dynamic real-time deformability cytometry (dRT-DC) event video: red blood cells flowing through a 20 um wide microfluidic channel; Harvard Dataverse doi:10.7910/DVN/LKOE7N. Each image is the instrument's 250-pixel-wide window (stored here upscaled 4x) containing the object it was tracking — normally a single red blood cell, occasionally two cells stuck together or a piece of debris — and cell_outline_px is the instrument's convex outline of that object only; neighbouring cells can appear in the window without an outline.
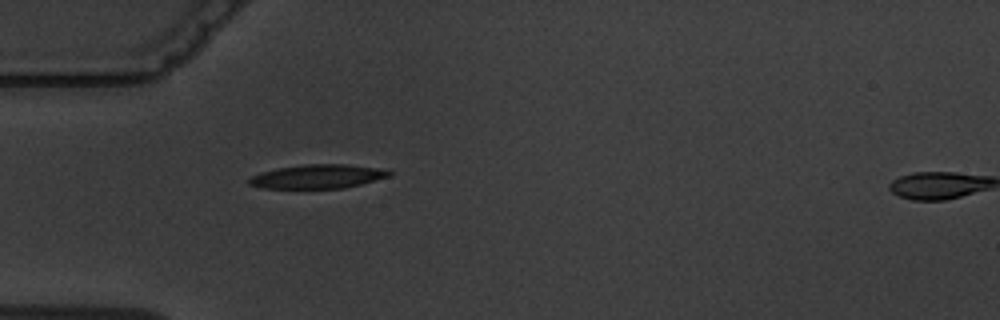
{"species": "common noctule bat (a hibernating species)", "species_latin": "Nyctalus noctula", "temperature_condition": "warm", "stored_images_in_passage": 2, "segment_of_instrument_passage": [1, 2], "camera_frame_rate_fps": 3000, "um_per_image_px": 0.085, "animal": {"sex": "male", "body_mass_g": 19.5, "forearm_length_mm": 54.6}, "frame": {"image": 1, "passage_image": 1, "time_ms": 0.0, "image_size_px": [1000, 320], "cell_outline_px": [[392, 176], [344, 188], [260, 188], [248, 184], [248, 180], [252, 176], [260, 172], [276, 168], [304, 164], [348, 164], [388, 168], [392, 172]], "centroid_in_image_um": [27.06, 14.98], "position_along_channel_um": 57.9, "area_um2": 19.88}}